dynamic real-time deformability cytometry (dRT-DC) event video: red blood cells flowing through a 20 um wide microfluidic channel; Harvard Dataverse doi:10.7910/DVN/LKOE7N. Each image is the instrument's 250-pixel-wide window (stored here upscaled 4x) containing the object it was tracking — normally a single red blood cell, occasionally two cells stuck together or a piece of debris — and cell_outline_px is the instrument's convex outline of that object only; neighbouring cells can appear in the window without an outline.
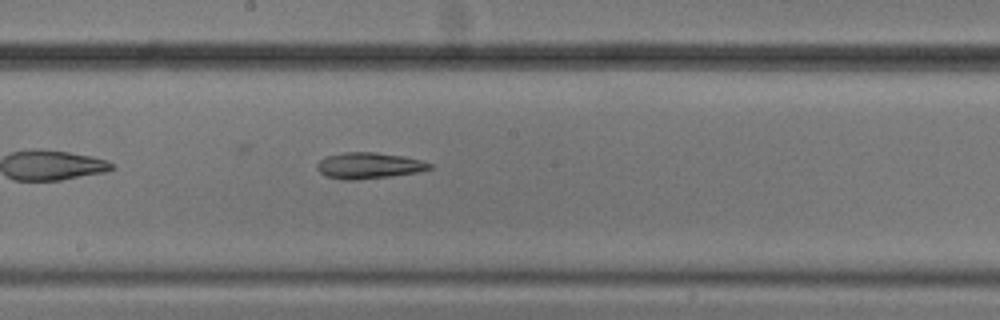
{"species": "common noctule bat (a hibernating species)", "species_latin": "Nyctalus noctula", "temperature_condition": "cold", "stored_images_in_passage": 25, "camera_frame_rate_fps": 3000, "um_per_image_px": 0.085, "animal": {"sex": "male", "body_mass_g": 20.5, "forearm_length_mm": 52.5}, "frame": {"image": 1, "passage_image": 15, "time_ms": 4.667, "image_size_px": [1000, 320], "cell_outline_px": [[432, 168], [420, 172], [392, 176], [356, 180], [344, 180], [328, 176], [320, 172], [316, 168], [316, 164], [324, 156], [344, 152], [376, 152], [404, 156], [420, 160], [432, 164]], "centroid_in_image_um": [31.35, 14.07], "position_along_channel_um": 216.8, "area_um2": 17.28}}